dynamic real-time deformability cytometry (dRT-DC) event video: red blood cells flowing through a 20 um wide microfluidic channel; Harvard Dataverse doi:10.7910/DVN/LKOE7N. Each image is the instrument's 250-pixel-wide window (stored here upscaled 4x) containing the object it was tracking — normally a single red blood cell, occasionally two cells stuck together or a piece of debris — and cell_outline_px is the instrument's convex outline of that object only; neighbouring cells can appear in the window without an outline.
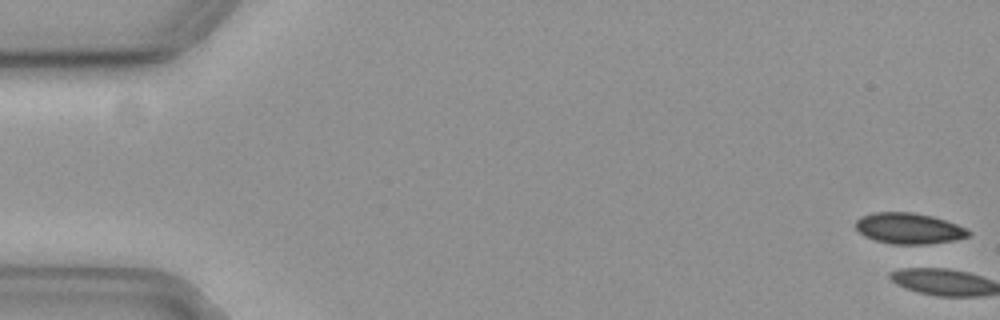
{"species": "common noctule bat (a hibernating species)", "species_latin": "Nyctalus noctula", "temperature_condition": "cold", "stored_images_in_passage": 2, "camera_frame_rate_fps": 3000, "um_per_image_px": 0.085, "animal": {"sex": "female", "body_mass_g": 19.3, "forearm_length_mm": 54.1}, "frame": {"image": 1, "passage_image": 1, "time_ms": 0.0, "image_size_px": [1000, 320], "cell_outline_px": [[972, 232], [968, 236], [952, 240], [924, 244], [892, 244], [876, 240], [864, 236], [856, 228], [856, 220], [860, 216], [872, 212], [912, 212], [932, 216], [956, 224]], "centroid_in_image_um": [77.21, 19.4], "position_along_channel_um": 7.8, "area_um2": 20.11}}